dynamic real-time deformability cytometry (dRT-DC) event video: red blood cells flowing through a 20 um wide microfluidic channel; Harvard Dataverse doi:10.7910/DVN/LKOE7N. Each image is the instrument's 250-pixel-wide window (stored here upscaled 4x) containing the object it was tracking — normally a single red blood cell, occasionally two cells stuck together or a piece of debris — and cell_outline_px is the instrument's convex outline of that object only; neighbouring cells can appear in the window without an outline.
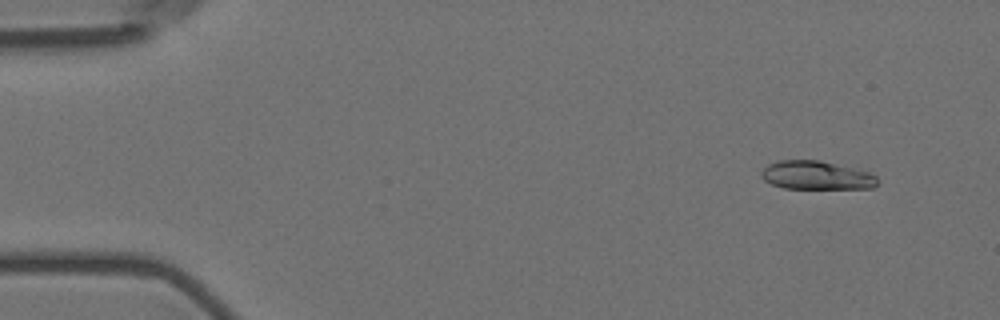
{"species": "Egyptian fruit bat (a non-hibernating species)", "species_latin": "Rousettus aegyptiacus", "temperature_condition": "room temperature", "stored_images_in_passage": 57, "camera_frame_rate_fps": 3000, "um_per_image_px": 0.085, "animal": {"sex": "female"}, "frame": {"image": 1, "passage_image": 5, "time_ms": 1.333, "image_size_px": [1000, 320], "cell_outline_px": [[876, 184], [872, 188], [784, 188], [772, 184], [764, 180], [760, 176], [760, 172], [768, 164], [780, 160], [820, 160], [868, 172], [876, 176]], "centroid_in_image_um": [69.34, 14.9], "position_along_channel_um": 15.7, "area_um2": 19.07}}
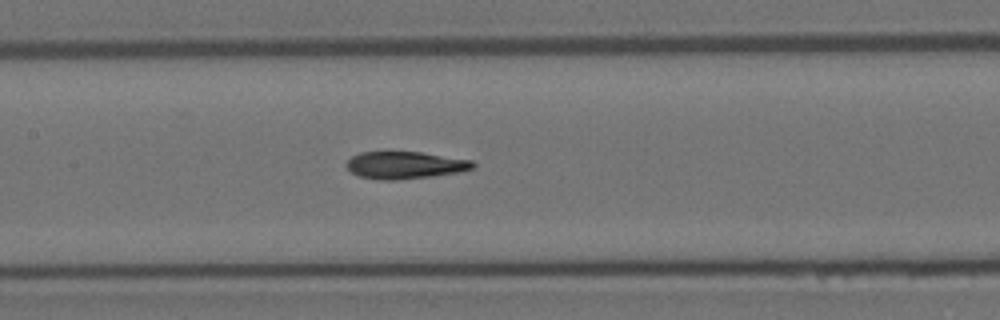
{"frame": {"image": 2, "passage_image": 27, "time_ms": 8.667, "image_size_px": [1000, 320], "cell_outline_px": [[476, 164], [472, 168], [460, 172], [432, 176], [400, 180], [380, 180], [360, 176], [352, 172], [344, 164], [352, 156], [360, 152], [420, 152], [472, 160]], "centroid_in_image_um": [34.42, 14.04], "position_along_channel_um": 173.0, "area_um2": 20.06}}
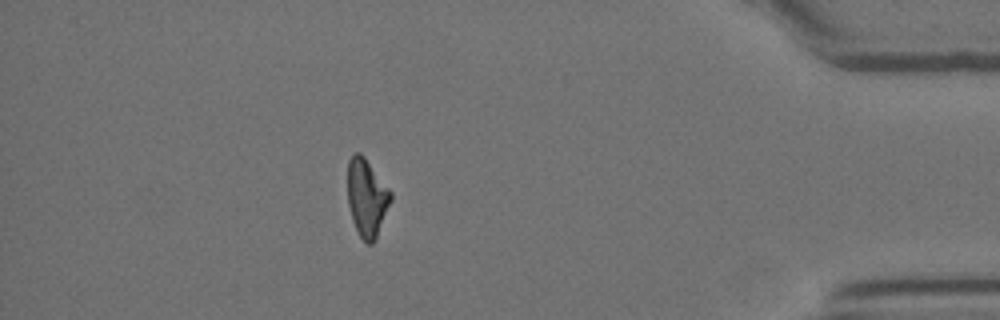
{"frame": {"image": 3, "passage_image": 50, "time_ms": 16.333, "image_size_px": [1000, 320], "cell_outline_px": [[392, 200], [376, 236], [372, 244], [368, 244], [360, 236], [352, 220], [348, 204], [348, 160], [356, 152], [360, 152], [364, 156], [392, 192]], "centroid_in_image_um": [31.18, 16.78], "position_along_channel_um": 404.0, "area_um2": 19.31}, "authors_computed_cell_mechanics": {"area_um2": 20.2878, "velocity_mm_per_s": 3.604, "shape_relaxation_time_tau1_ms": 6.1696, "shape_relaxation_time_tau2_ms": 2.5884, "deformation_change_tau1": 0.1919, "deformation_change_tau2": 0.0918}}